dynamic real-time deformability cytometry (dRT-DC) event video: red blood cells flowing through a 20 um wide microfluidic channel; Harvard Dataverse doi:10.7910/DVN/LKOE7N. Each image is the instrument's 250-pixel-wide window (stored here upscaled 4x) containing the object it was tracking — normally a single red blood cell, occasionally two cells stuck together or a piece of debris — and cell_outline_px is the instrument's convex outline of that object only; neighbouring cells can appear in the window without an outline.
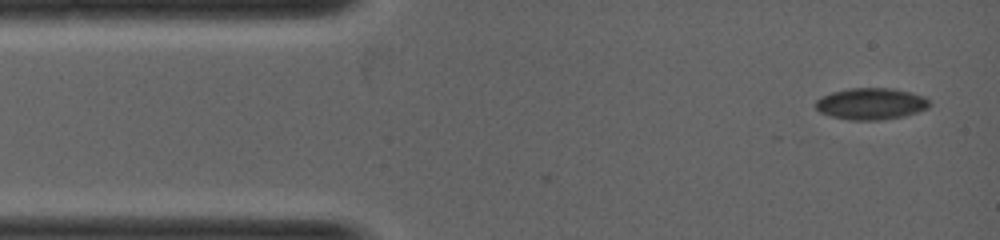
{"species": "common noctule bat (a hibernating species)", "species_latin": "Nyctalus noctula", "temperature_condition": "warm", "stored_images_in_passage": 4, "camera_frame_rate_fps": 5000, "um_per_image_px": 0.085, "animal": {"sex": "female", "body_mass_g": 19.0, "forearm_length_mm": 53.3}, "frame": {"image": 1, "passage_image": 4, "time_ms": 0.6, "image_size_px": [1000, 240], "cell_outline_px": [[932, 104], [928, 108], [904, 116], [880, 120], [852, 120], [832, 116], [820, 112], [816, 108], [816, 100], [832, 92], [848, 88], [892, 88], [912, 92], [924, 96]], "centroid_in_image_um": [74.07, 8.81], "position_along_channel_um": 10.9, "area_um2": 20.92}}